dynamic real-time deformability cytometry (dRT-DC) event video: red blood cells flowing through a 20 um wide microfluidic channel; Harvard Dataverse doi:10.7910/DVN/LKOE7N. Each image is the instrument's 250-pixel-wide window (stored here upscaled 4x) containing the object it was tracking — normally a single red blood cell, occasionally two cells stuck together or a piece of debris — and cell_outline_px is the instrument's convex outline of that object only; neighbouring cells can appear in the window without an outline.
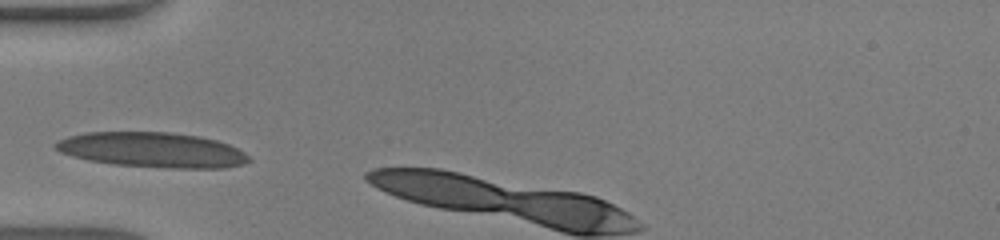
{"species": "human", "species_latin": "Homo sapiens", "temperature_condition": "warm", "stored_images_in_passage": 6, "camera_frame_rate_fps": 3000, "um_per_image_px": 0.085, "donor": {"sex": "male"}, "frame": {"image": 1, "passage_image": 1, "time_ms": 0.0, "image_size_px": [1000, 240], "cell_outline_px": [[252, 160], [244, 164], [224, 168], [172, 168], [116, 164], [88, 160], [72, 156], [60, 152], [52, 148], [52, 144], [68, 136], [84, 132], [168, 132], [200, 136], [216, 140], [228, 144], [244, 152]], "centroid_in_image_um": [12.93, 12.73], "position_along_channel_um": 72.1, "area_um2": 39.54}}
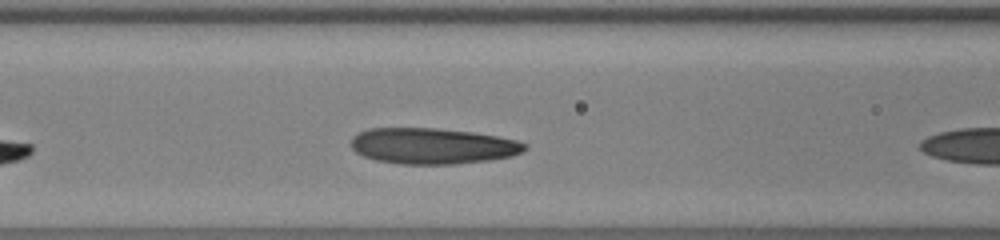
{"frame": {"image": 2, "passage_image": 5, "time_ms": 1.333, "image_size_px": [1000, 240], "cell_outline_px": [[528, 148], [524, 152], [512, 156], [492, 160], [452, 164], [400, 164], [376, 160], [364, 156], [356, 152], [352, 148], [352, 136], [356, 132], [368, 128], [436, 128], [472, 132], [496, 136], [516, 140], [528, 144]], "centroid_in_image_um": [36.78, 12.41], "position_along_channel_um": 129.8, "area_um2": 36.65}}